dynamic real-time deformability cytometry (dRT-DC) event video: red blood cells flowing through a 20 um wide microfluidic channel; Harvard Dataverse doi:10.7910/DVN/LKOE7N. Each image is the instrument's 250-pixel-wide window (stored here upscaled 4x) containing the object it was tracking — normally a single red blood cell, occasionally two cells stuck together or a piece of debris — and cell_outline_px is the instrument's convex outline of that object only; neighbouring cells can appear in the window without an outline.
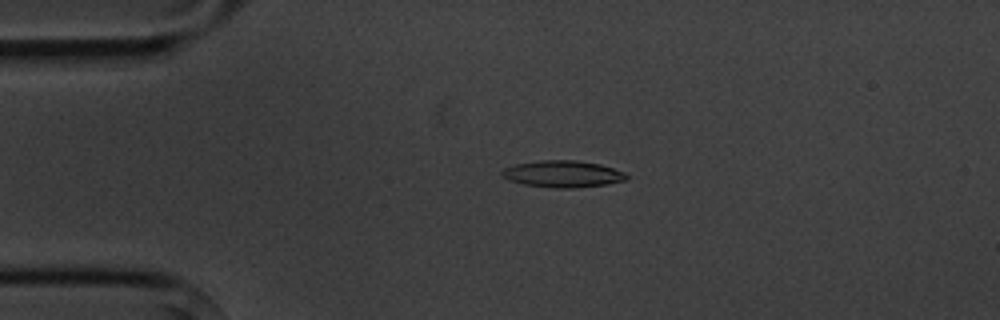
{"species": "common noctule bat (a hibernating species)", "species_latin": "Nyctalus noctula", "temperature_condition": "cold", "stored_images_in_passage": 4, "camera_frame_rate_fps": 3000, "um_per_image_px": 0.085, "animal": {"sex": "male", "body_mass_g": 20.1, "forearm_length_mm": 53.5}, "frame": {"image": 1, "passage_image": 3, "time_ms": 2.333, "image_size_px": [1000, 320], "cell_outline_px": [[628, 180], [604, 184], [572, 188], [556, 188], [524, 184], [508, 180], [500, 176], [500, 172], [504, 168], [516, 164], [540, 160], [576, 160], [600, 164], [624, 172], [628, 176]], "centroid_in_image_um": [47.81, 14.78], "position_along_channel_um": 37.2, "area_um2": 19.36}}